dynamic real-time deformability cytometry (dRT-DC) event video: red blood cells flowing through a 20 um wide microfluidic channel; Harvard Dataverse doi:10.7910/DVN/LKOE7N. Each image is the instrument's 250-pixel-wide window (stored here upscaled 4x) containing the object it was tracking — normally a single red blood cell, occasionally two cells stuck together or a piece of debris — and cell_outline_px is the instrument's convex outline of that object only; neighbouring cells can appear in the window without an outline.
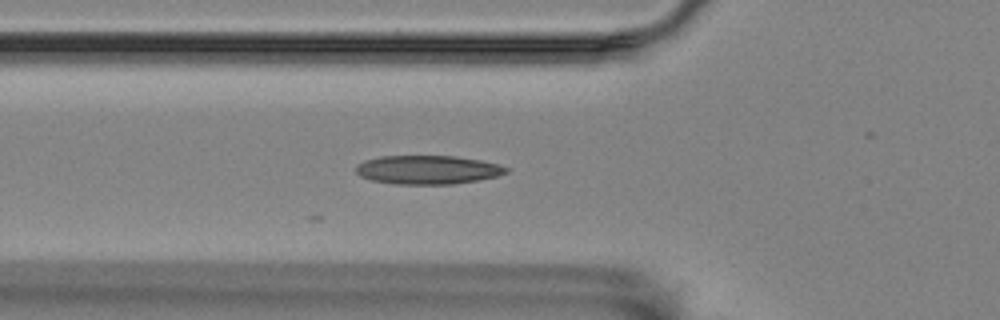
{"species": "Egyptian fruit bat (a non-hibernating species)", "species_latin": "Rousettus aegyptiacus", "temperature_condition": "room temperature", "stored_images_in_passage": 16, "camera_frame_rate_fps": 3000, "um_per_image_px": 0.085, "animal": {"sex": "female"}, "frame": {"image": 1, "passage_image": 2, "time_ms": 0.333, "image_size_px": [1000, 320], "cell_outline_px": [[508, 172], [496, 176], [476, 180], [452, 184], [396, 184], [372, 180], [360, 176], [356, 172], [356, 164], [364, 160], [380, 156], [456, 156], [480, 160], [496, 164], [508, 168]], "centroid_in_image_um": [36.31, 14.42], "position_along_channel_um": 89.5, "area_um2": 25.03}}
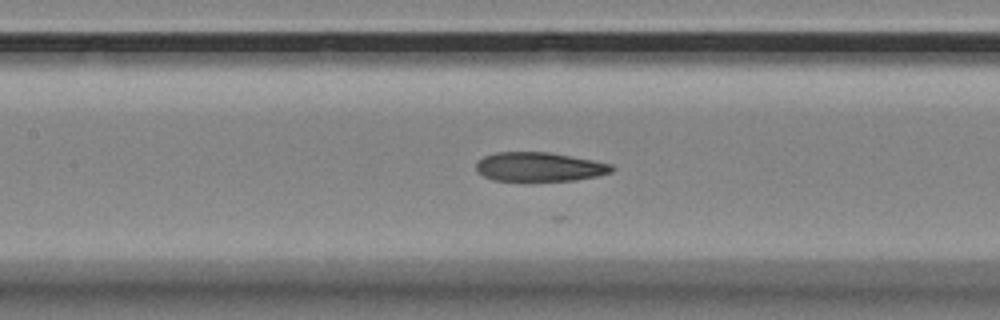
{"frame": {"image": 2, "passage_image": 8, "time_ms": 2.333, "image_size_px": [1000, 320], "cell_outline_px": [[616, 168], [612, 172], [596, 176], [576, 180], [492, 180], [484, 176], [476, 168], [476, 164], [484, 156], [496, 152], [548, 152], [592, 160], [612, 164]], "centroid_in_image_um": [45.87, 14.17], "position_along_channel_um": 161.5, "area_um2": 22.72}}
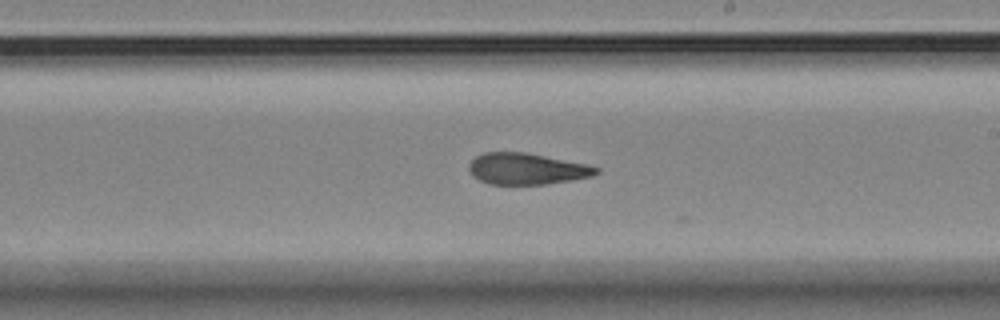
{"frame": {"image": 3, "passage_image": 15, "time_ms": 4.667, "image_size_px": [1000, 320], "cell_outline_px": [[600, 172], [592, 176], [572, 180], [548, 184], [488, 184], [472, 176], [468, 168], [468, 164], [476, 156], [484, 152], [524, 152], [588, 164], [600, 168]], "centroid_in_image_um": [44.78, 14.35], "position_along_channel_um": 244.2, "area_um2": 23.35}}